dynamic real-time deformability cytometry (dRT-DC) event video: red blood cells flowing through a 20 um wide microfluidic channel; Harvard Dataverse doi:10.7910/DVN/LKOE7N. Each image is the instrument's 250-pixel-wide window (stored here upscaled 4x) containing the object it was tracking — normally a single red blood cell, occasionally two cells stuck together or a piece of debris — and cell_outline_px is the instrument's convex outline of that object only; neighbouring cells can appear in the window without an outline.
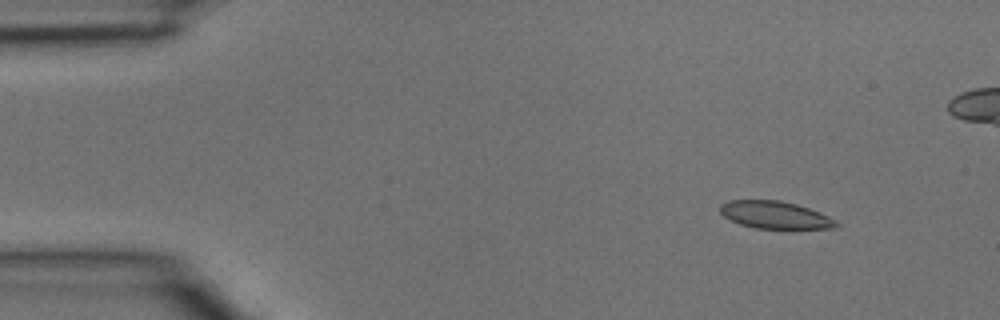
{"species": "common noctule bat (a hibernating species)", "species_latin": "Nyctalus noctula", "temperature_condition": "room temperature", "stored_images_in_passage": 34, "camera_frame_rate_fps": 3000, "um_per_image_px": 0.085, "animal": {"sex": "male", "body_mass_g": 15.6}, "frame": {"image": 1, "passage_image": 1, "time_ms": 0.0, "image_size_px": [1000, 320], "cell_outline_px": [[840, 224], [836, 228], [756, 228], [740, 224], [724, 216], [720, 212], [720, 204], [728, 200], [780, 200], [796, 204], [808, 208], [828, 216], [836, 220]], "centroid_in_image_um": [65.87, 18.26], "position_along_channel_um": 19.1, "area_um2": 18.38}}
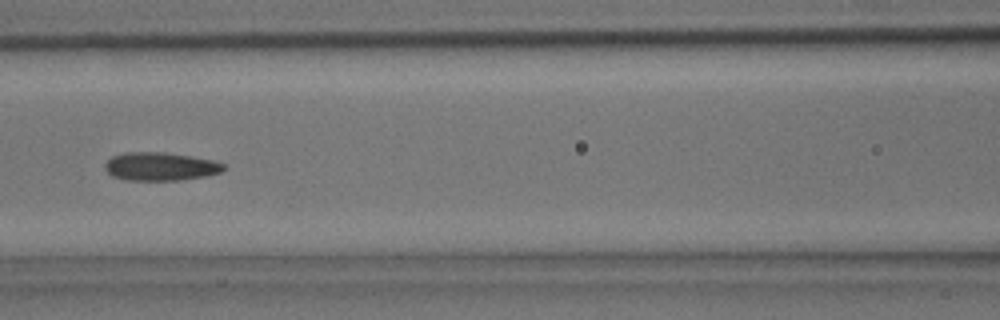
{"frame": {"image": 2, "passage_image": 14, "time_ms": 4.333, "image_size_px": [1000, 320], "cell_outline_px": [[228, 168], [220, 172], [208, 176], [180, 180], [128, 180], [112, 176], [104, 168], [104, 164], [112, 156], [124, 152], [164, 152], [192, 156], [212, 160], [224, 164]], "centroid_in_image_um": [13.65, 14.15], "position_along_channel_um": 153.0, "area_um2": 19.71}}
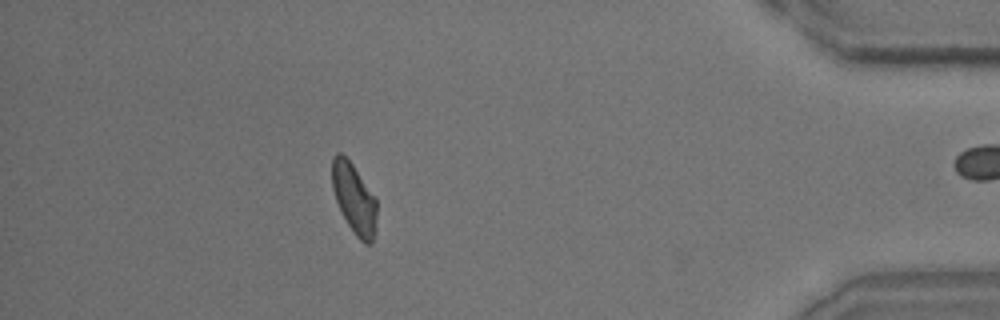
{"frame": {"image": 3, "passage_image": 32, "time_ms": 10.333, "image_size_px": [1000, 320], "cell_outline_px": [[376, 216], [372, 244], [364, 244], [356, 236], [348, 224], [336, 200], [332, 188], [332, 156], [336, 152], [340, 152], [352, 164], [376, 196]], "centroid_in_image_um": [30.1, 16.85], "position_along_channel_um": 405.1, "area_um2": 18.15}}